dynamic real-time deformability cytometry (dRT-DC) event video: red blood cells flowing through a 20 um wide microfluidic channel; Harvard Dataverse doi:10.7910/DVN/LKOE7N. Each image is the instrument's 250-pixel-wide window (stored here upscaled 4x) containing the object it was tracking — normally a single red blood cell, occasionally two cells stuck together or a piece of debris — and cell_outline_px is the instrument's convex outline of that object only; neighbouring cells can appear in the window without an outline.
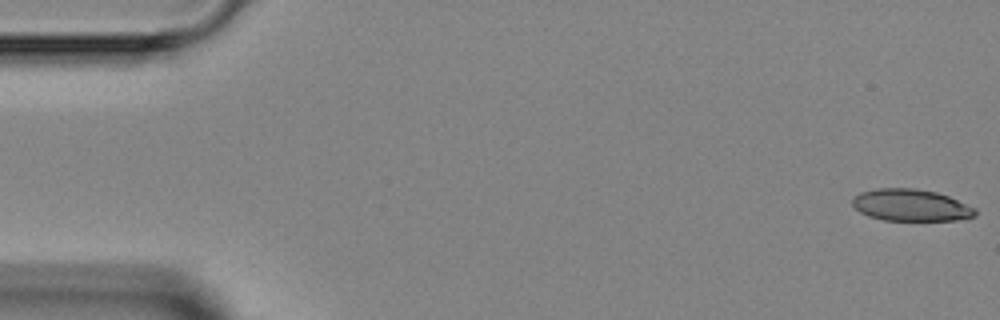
{"species": "Egyptian fruit bat (a non-hibernating species)", "species_latin": "Rousettus aegyptiacus", "temperature_condition": "room temperature", "stored_images_in_passage": 5, "camera_frame_rate_fps": 3000, "um_per_image_px": 0.085, "animal": {"sex": "female"}, "frame": {"image": 1, "passage_image": 1, "time_ms": 0.0, "image_size_px": [1000, 320], "cell_outline_px": [[976, 216], [956, 220], [884, 220], [868, 216], [860, 212], [852, 204], [852, 200], [860, 192], [876, 188], [916, 188], [936, 192], [948, 196], [976, 208]], "centroid_in_image_um": [77.42, 17.43], "position_along_channel_um": 7.6, "area_um2": 22.77}}
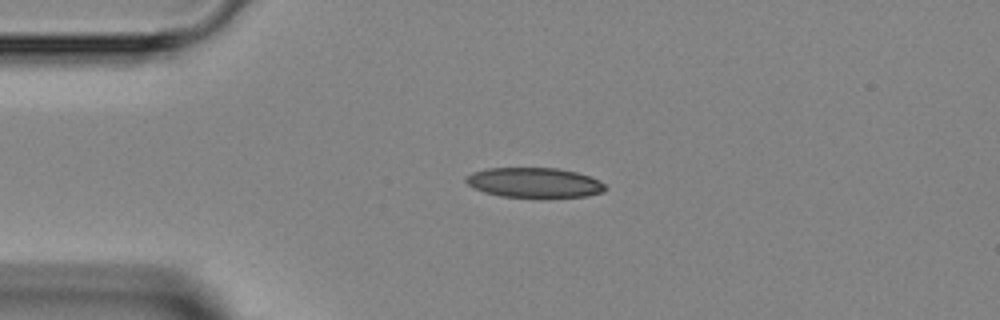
{"frame": {"image": 2, "passage_image": 4, "time_ms": 3.333, "image_size_px": [1000, 320], "cell_outline_px": [[608, 188], [604, 192], [588, 196], [544, 200], [500, 196], [484, 192], [468, 184], [464, 180], [472, 172], [488, 168], [556, 168], [576, 172], [600, 180]], "centroid_in_image_um": [45.48, 15.57], "position_along_channel_um": 39.5, "area_um2": 25.14}}